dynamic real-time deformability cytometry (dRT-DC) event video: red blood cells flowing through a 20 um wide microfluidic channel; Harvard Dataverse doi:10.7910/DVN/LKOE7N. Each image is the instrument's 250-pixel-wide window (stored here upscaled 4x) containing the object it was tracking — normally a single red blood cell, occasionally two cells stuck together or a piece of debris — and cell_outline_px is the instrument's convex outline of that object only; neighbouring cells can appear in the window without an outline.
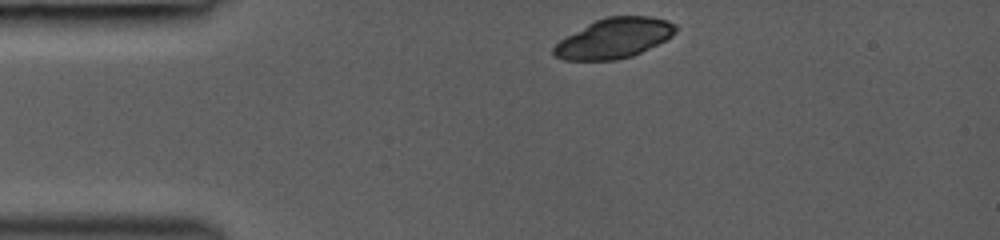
{"species": "common noctule bat (a hibernating species)", "species_latin": "Nyctalus noctula", "temperature_condition": "room temperature", "stored_images_in_passage": 34, "camera_frame_rate_fps": 3000, "um_per_image_px": 0.085, "animal": {"sex": "female", "body_mass_g": 19.0, "forearm_length_mm": 53.3}, "frame": {"image": 1, "passage_image": 1, "time_ms": 0.0, "image_size_px": [1000, 240], "cell_outline_px": [[676, 32], [672, 36], [632, 56], [616, 60], [564, 60], [556, 56], [552, 52], [552, 48], [560, 40], [588, 24], [596, 20], [608, 16], [652, 16], [668, 20], [676, 24]], "centroid_in_image_um": [52.21, 3.24], "position_along_channel_um": 32.8, "area_um2": 28.15}}
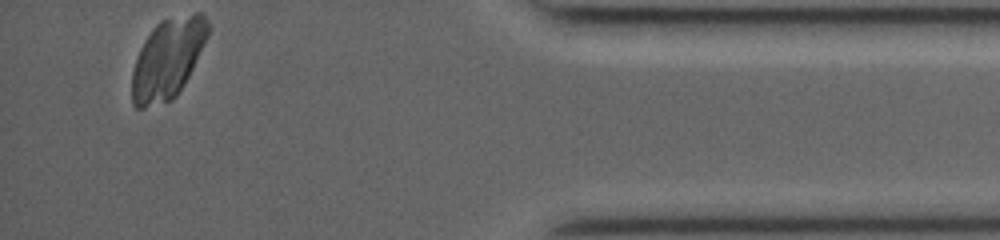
{"frame": {"image": 2, "passage_image": 34, "time_ms": 11.0, "image_size_px": [1000, 240], "cell_outline_px": [[212, 28], [184, 84], [176, 96], [172, 100], [144, 108], [136, 108], [132, 104], [132, 72], [136, 56], [144, 40], [152, 28], [160, 20], [192, 12], [204, 12]], "centroid_in_image_um": [14.27, 4.95], "position_along_channel_um": 420.9, "area_um2": 35.84}}